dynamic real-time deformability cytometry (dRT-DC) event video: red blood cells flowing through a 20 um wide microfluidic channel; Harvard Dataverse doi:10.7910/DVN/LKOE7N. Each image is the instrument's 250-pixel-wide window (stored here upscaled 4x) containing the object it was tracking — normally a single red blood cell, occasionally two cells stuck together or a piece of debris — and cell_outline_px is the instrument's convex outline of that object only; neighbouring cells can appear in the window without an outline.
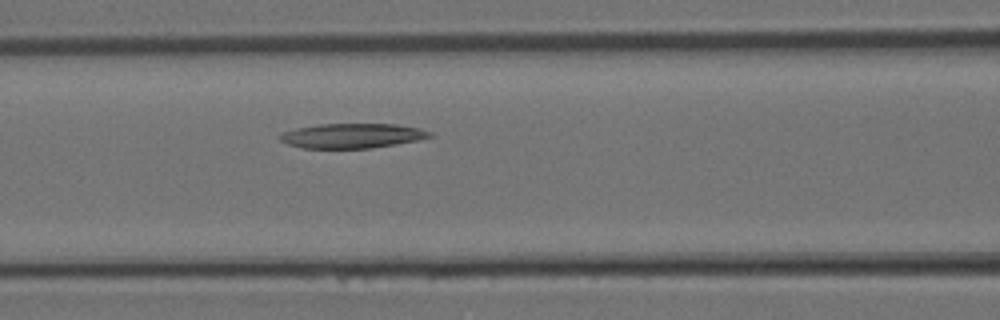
{"species": "Egyptian fruit bat (a non-hibernating species)", "species_latin": "Rousettus aegyptiacus", "temperature_condition": "room temperature", "stored_images_in_passage": 21, "camera_frame_rate_fps": 3000, "um_per_image_px": 0.085, "animal": {"sex": "female"}, "frame": {"image": 1, "passage_image": 5, "time_ms": 1.333, "image_size_px": [1000, 320], "cell_outline_px": [[432, 136], [420, 140], [372, 148], [304, 148], [288, 144], [280, 140], [280, 136], [284, 132], [296, 128], [320, 124], [396, 124], [420, 128], [432, 132]], "centroid_in_image_um": [29.98, 11.54], "position_along_channel_um": 136.6, "area_um2": 21.5}}
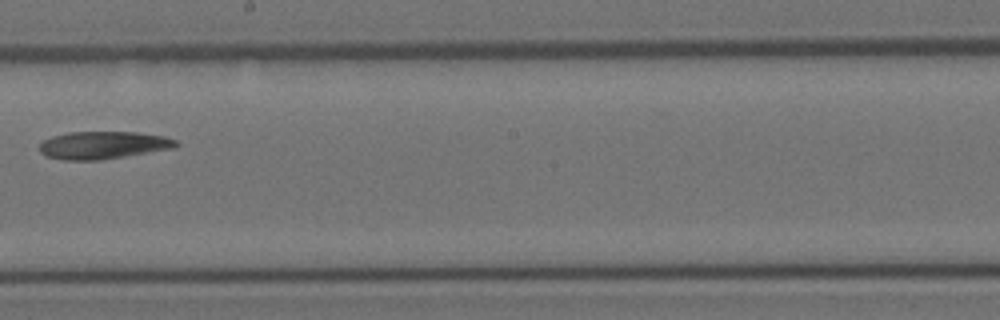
{"frame": {"image": 2, "passage_image": 10, "time_ms": 3.0, "image_size_px": [1000, 320], "cell_outline_px": [[180, 144], [176, 148], [100, 160], [60, 160], [44, 156], [40, 152], [40, 144], [44, 140], [52, 136], [68, 132], [136, 132], [164, 136], [176, 140]], "centroid_in_image_um": [8.77, 12.34], "position_along_channel_um": 239.4, "area_um2": 22.14}}
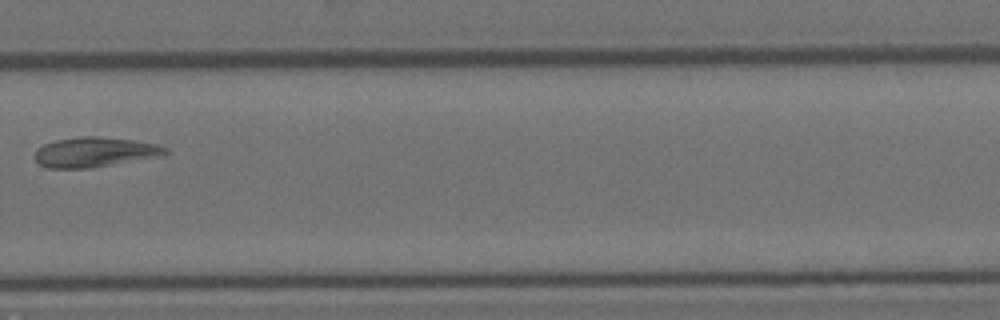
{"frame": {"image": 3, "passage_image": 14, "time_ms": 4.333, "image_size_px": [1000, 320], "cell_outline_px": [[172, 152], [164, 156], [92, 168], [48, 168], [36, 164], [32, 156], [36, 148], [44, 144], [56, 140], [80, 136], [100, 136], [132, 140], [156, 144], [168, 148]], "centroid_in_image_um": [8.05, 12.94], "position_along_channel_um": 321.8, "area_um2": 23.35}}